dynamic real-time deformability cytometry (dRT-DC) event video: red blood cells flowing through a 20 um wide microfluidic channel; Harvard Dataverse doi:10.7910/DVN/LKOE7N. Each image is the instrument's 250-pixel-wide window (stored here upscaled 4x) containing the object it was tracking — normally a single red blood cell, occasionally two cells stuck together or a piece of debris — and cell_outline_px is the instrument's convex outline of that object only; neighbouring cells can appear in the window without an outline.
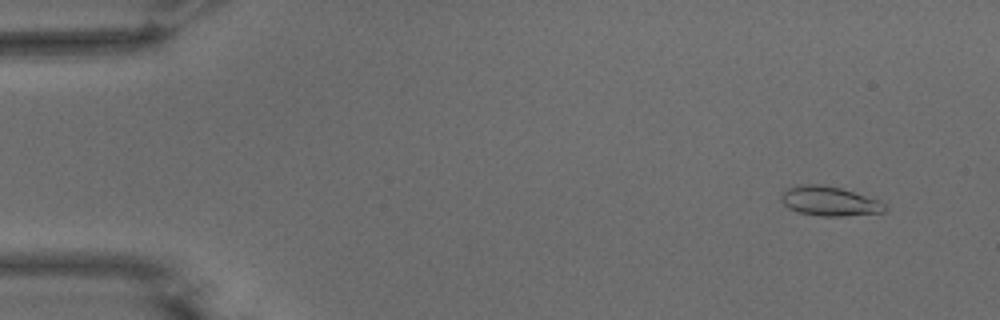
{"species": "common noctule bat (a hibernating species)", "species_latin": "Nyctalus noctula", "temperature_condition": "warm", "stored_images_in_passage": 51, "camera_frame_rate_fps": 3000, "um_per_image_px": 0.085, "animal": {"sex": "male", "body_mass_g": 15.6}, "frame": {"image": 1, "passage_image": 1, "time_ms": 0.0, "image_size_px": [1000, 320], "cell_outline_px": [[888, 208], [884, 212], [844, 216], [820, 216], [796, 212], [788, 208], [780, 200], [780, 196], [788, 188], [796, 184], [824, 184], [840, 188], [876, 200], [884, 204]], "centroid_in_image_um": [70.44, 17.1], "position_along_channel_um": 14.6, "area_um2": 17.74}}
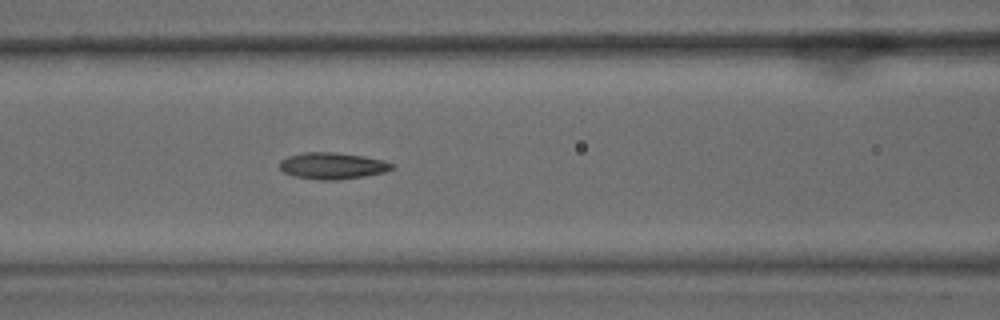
{"frame": {"image": 2, "passage_image": 20, "time_ms": 6.333, "image_size_px": [1000, 320], "cell_outline_px": [[396, 168], [384, 172], [364, 176], [336, 180], [316, 180], [292, 176], [284, 172], [280, 168], [280, 160], [288, 156], [304, 152], [332, 152], [364, 156], [384, 160], [396, 164]], "centroid_in_image_um": [28.28, 14.09], "position_along_channel_um": 138.3, "area_um2": 17.57}}
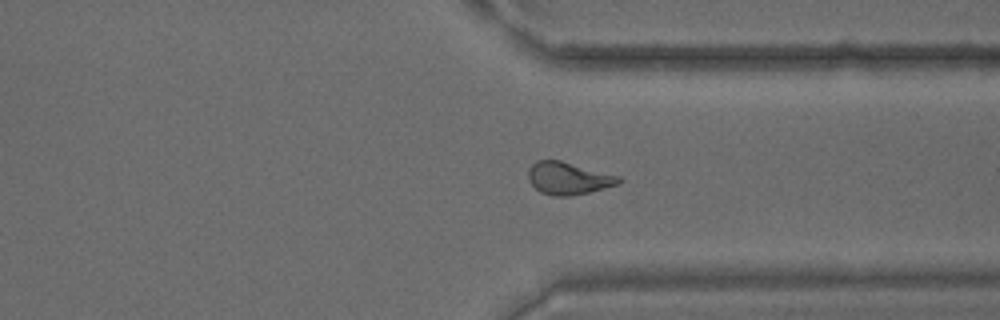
{"frame": {"image": 3, "passage_image": 38, "time_ms": 12.333, "image_size_px": [1000, 320], "cell_outline_px": [[624, 180], [620, 184], [588, 192], [568, 196], [552, 196], [540, 192], [528, 180], [528, 168], [536, 160], [560, 160], [620, 176]], "centroid_in_image_um": [48.31, 15.15], "position_along_channel_um": 363.1, "area_um2": 17.17}, "authors_computed_cell_mechanics": {"area_um2": 17.1088, "velocity_mm_per_s": 3.7475, "shape_relaxation_time_tau1_ms": null, "shape_relaxation_time_tau2_ms": 2.8342, "deformation_change_tau1": null, "deformation_change_tau2": 0.1118}}